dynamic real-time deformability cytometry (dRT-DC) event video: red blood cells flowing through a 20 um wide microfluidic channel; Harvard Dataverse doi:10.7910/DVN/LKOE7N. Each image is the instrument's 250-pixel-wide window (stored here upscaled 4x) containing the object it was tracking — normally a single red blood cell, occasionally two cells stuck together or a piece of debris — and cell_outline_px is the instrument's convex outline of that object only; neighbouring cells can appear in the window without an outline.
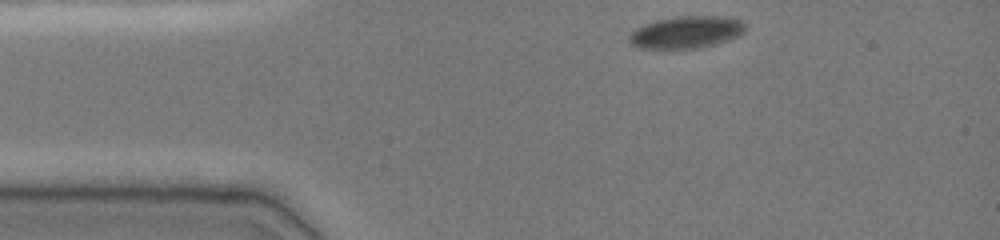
{"species": "common noctule bat (a hibernating species)", "species_latin": "Nyctalus noctula", "temperature_condition": "cold", "stored_images_in_passage": 39, "camera_frame_rate_fps": 3000, "um_per_image_px": 0.085, "animal": {"sex": "female", "body_mass_g": 19.0, "forearm_length_mm": 51.5}, "frame": {"image": 1, "passage_image": 1, "time_ms": 0.0, "image_size_px": [1000, 240], "cell_outline_px": [[744, 32], [728, 40], [716, 44], [700, 48], [640, 48], [632, 44], [628, 40], [628, 36], [636, 28], [644, 24], [656, 20], [680, 16], [716, 16], [740, 20], [744, 24]], "centroid_in_image_um": [58.3, 2.74], "position_along_channel_um": 26.7, "area_um2": 21.5}}
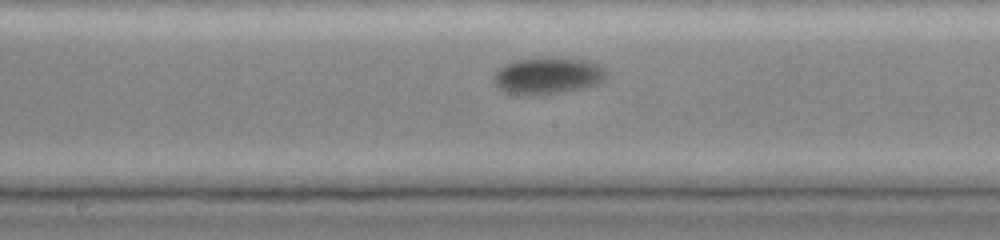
{"frame": {"image": 2, "passage_image": 19, "time_ms": 6.0, "image_size_px": [1000, 240], "cell_outline_px": [[608, 76], [600, 84], [588, 88], [564, 92], [532, 96], [524, 96], [504, 92], [492, 80], [496, 72], [500, 68], [516, 60], [548, 56], [584, 60], [600, 64], [604, 68]], "centroid_in_image_um": [46.62, 6.45], "position_along_channel_um": 201.6, "area_um2": 24.74}}
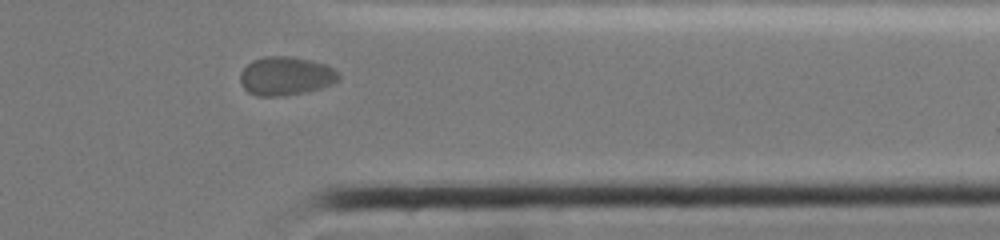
{"frame": {"image": 3, "passage_image": 34, "time_ms": 11.0, "image_size_px": [1000, 240], "cell_outline_px": [[340, 80], [332, 84], [320, 88], [304, 92], [284, 96], [256, 96], [248, 92], [240, 84], [240, 72], [252, 60], [264, 56], [292, 56], [312, 60], [324, 64], [340, 72]], "centroid_in_image_um": [24.29, 6.46], "position_along_channel_um": 387.1, "area_um2": 22.43}, "authors_computed_cell_mechanics": {"area_um2": 22.3108, "velocity_mm_per_s": 3.6861, "shape_relaxation_time_tau1_ms": 3.3213, "shape_relaxation_time_tau2_ms": null, "deformation_change_tau1": 0.0717, "deformation_change_tau2": null}}